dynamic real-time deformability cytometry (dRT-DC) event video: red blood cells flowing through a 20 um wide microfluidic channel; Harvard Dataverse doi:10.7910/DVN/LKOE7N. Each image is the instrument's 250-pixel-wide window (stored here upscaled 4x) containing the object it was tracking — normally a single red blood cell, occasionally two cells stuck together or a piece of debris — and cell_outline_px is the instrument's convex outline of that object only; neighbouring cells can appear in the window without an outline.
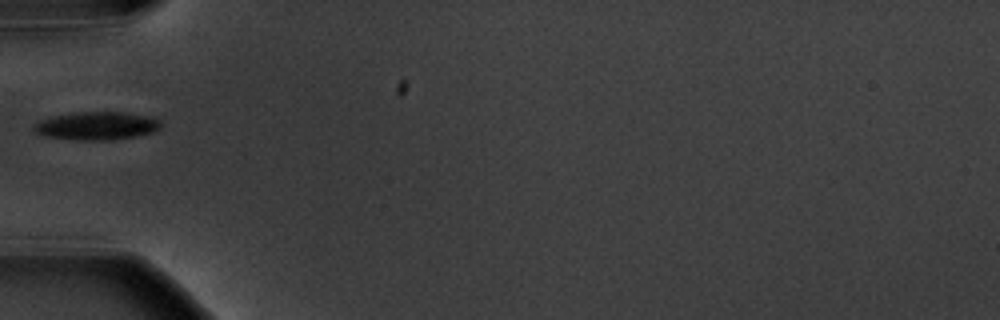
{"species": "common noctule bat (a hibernating species)", "species_latin": "Nyctalus noctula", "temperature_condition": "warm", "stored_images_in_passage": 2, "camera_frame_rate_fps": 3000, "um_per_image_px": 0.085, "animal": {"sex": "male", "body_mass_g": 20.1, "forearm_length_mm": 53.5}, "frame": {"image": 1, "passage_image": 1, "time_ms": 0.0, "image_size_px": [1000, 320], "cell_outline_px": [[160, 128], [152, 132], [136, 136], [112, 140], [76, 140], [44, 136], [36, 132], [32, 128], [32, 124], [40, 120], [56, 116], [76, 112], [124, 112], [152, 116], [160, 120]], "centroid_in_image_um": [8.22, 10.69], "position_along_channel_um": 76.8, "area_um2": 20.87}}